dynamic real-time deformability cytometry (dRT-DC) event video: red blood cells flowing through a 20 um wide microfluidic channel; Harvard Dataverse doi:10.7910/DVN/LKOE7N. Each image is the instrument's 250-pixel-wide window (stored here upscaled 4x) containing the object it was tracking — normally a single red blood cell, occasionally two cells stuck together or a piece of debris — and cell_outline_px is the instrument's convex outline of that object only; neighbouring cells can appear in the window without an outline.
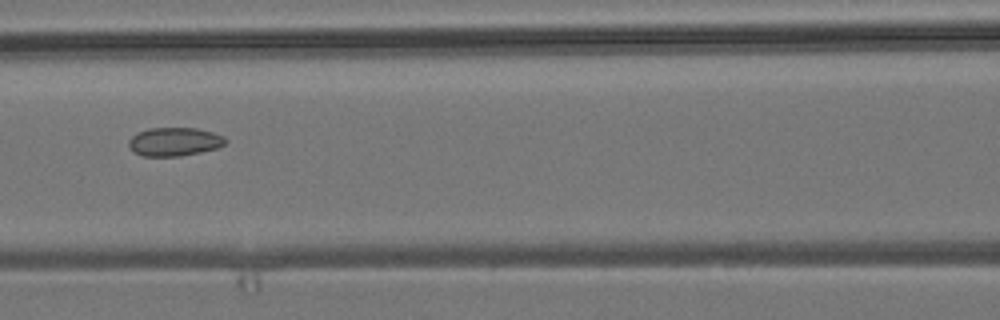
{"species": "common noctule bat (a hibernating species)", "species_latin": "Nyctalus noctula", "temperature_condition": "room temperature", "stored_images_in_passage": 6, "camera_frame_rate_fps": 3000, "um_per_image_px": 0.085, "animal": {"sex": "male", "body_mass_g": 19.2, "forearm_length_mm": 51.8}, "frame": {"image": 1, "passage_image": 6, "time_ms": 5.667, "image_size_px": [1000, 320], "cell_outline_px": [[228, 140], [224, 144], [216, 148], [200, 152], [180, 156], [140, 156], [132, 152], [128, 144], [128, 140], [136, 132], [148, 128], [196, 128], [212, 132], [224, 136]], "centroid_in_image_um": [14.78, 12.04], "position_along_channel_um": 151.8, "area_um2": 16.24}}